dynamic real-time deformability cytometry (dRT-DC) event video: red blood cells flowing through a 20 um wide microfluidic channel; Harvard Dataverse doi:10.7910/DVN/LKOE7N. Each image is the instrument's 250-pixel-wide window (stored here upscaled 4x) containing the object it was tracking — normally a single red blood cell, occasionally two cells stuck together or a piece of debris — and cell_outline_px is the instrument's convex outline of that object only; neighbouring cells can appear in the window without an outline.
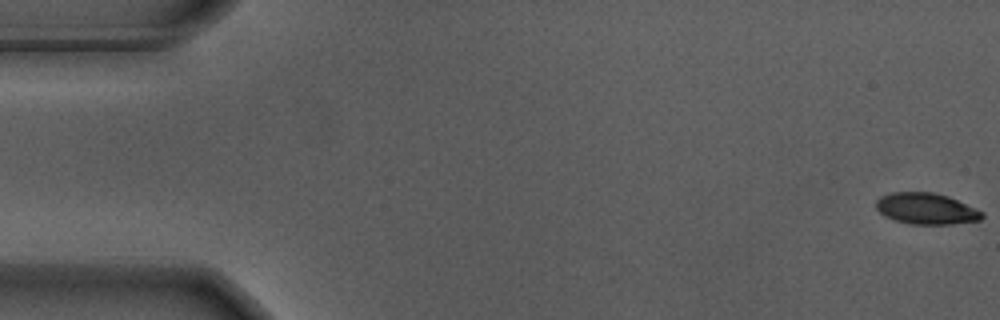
{"species": "Egyptian fruit bat (a non-hibernating species)", "species_latin": "Rousettus aegyptiacus", "temperature_condition": "warm", "stored_images_in_passage": 58, "camera_frame_rate_fps": 3000, "um_per_image_px": 0.085, "animal": {"sex": "male"}, "frame": {"image": 1, "passage_image": 1, "time_ms": 0.0, "image_size_px": [1000, 320], "cell_outline_px": [[984, 216], [980, 220], [952, 224], [908, 224], [884, 216], [876, 208], [876, 200], [880, 196], [892, 192], [932, 192], [948, 196], [984, 212]], "centroid_in_image_um": [78.72, 17.73], "position_along_channel_um": 6.3, "area_um2": 19.31}}
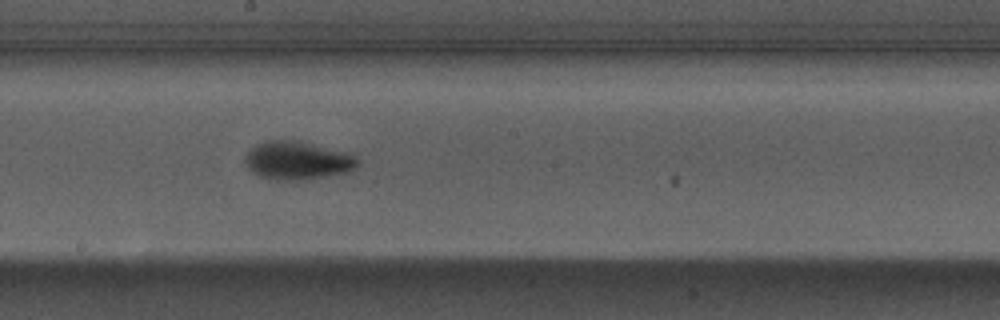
{"frame": {"image": 2, "passage_image": 31, "time_ms": 10.0, "image_size_px": [1000, 320], "cell_outline_px": [[360, 164], [356, 168], [348, 172], [324, 176], [296, 180], [276, 180], [260, 176], [252, 172], [248, 168], [244, 160], [244, 156], [256, 144], [268, 140], [300, 140], [352, 152], [360, 160]], "centroid_in_image_um": [25.34, 13.61], "position_along_channel_um": 222.9, "area_um2": 25.55}}
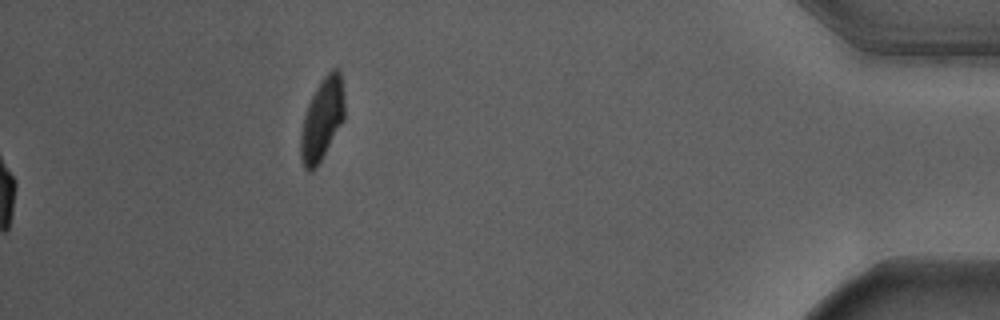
{"frame": {"image": 3, "passage_image": 58, "time_ms": 19.0, "image_size_px": [1000, 320], "cell_outline_px": [[344, 120], [316, 168], [312, 172], [308, 172], [304, 168], [300, 156], [300, 132], [304, 116], [308, 104], [316, 88], [324, 76], [332, 68], [336, 68], [340, 72], [344, 100]], "centroid_in_image_um": [27.36, 10.17], "position_along_channel_um": 407.8, "area_um2": 20.92}, "authors_computed_cell_mechanics": {"area_um2": 22.2241, "velocity_mm_per_s": 3.6569, "shape_relaxation_time_tau1_ms": 2.5855, "shape_relaxation_time_tau2_ms": null, "deformation_change_tau1": 0.173, "deformation_change_tau2": null}}